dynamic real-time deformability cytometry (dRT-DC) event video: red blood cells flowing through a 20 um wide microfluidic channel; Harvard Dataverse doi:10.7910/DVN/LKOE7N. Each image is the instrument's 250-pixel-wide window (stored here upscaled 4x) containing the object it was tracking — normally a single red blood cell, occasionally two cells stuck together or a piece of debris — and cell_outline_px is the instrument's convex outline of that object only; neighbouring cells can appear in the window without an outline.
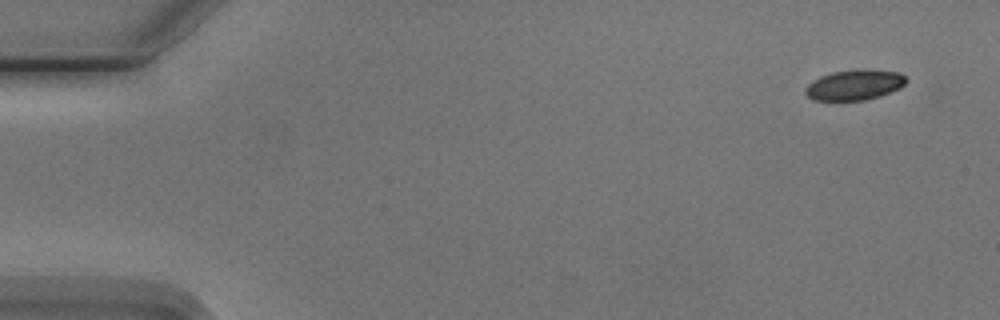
{"species": "Egyptian fruit bat (a non-hibernating species)", "species_latin": "Rousettus aegyptiacus", "temperature_condition": "cold", "stored_images_in_passage": 4, "camera_frame_rate_fps": 3000, "um_per_image_px": 0.085, "animal": {"sex": "male"}, "frame": {"image": 1, "passage_image": 1, "time_ms": 0.0, "image_size_px": [1000, 320], "cell_outline_px": [[908, 80], [900, 88], [880, 96], [864, 100], [812, 100], [804, 92], [804, 88], [812, 80], [820, 76], [832, 72], [856, 68], [872, 68], [900, 72]], "centroid_in_image_um": [72.64, 7.18], "position_along_channel_um": 12.4, "area_um2": 18.26}}
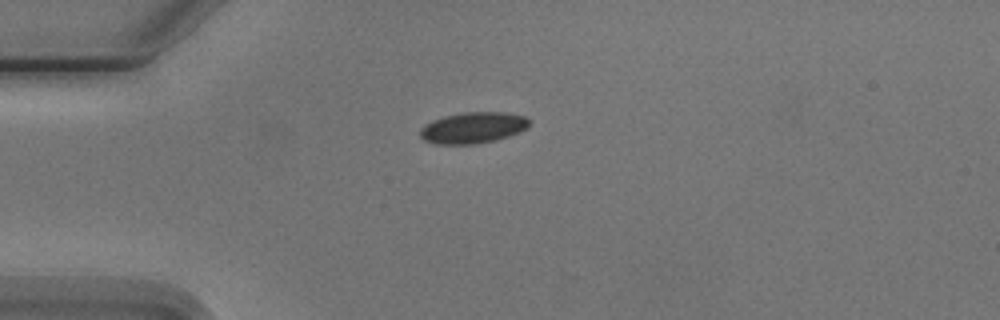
{"frame": {"image": 2, "passage_image": 4, "time_ms": 3.667, "image_size_px": [1000, 320], "cell_outline_px": [[528, 124], [520, 132], [508, 136], [492, 140], [472, 144], [436, 144], [424, 140], [420, 136], [420, 128], [432, 120], [444, 116], [464, 112], [508, 112], [524, 116], [528, 120]], "centroid_in_image_um": [40.16, 10.85], "position_along_channel_um": 44.8, "area_um2": 19.59}}